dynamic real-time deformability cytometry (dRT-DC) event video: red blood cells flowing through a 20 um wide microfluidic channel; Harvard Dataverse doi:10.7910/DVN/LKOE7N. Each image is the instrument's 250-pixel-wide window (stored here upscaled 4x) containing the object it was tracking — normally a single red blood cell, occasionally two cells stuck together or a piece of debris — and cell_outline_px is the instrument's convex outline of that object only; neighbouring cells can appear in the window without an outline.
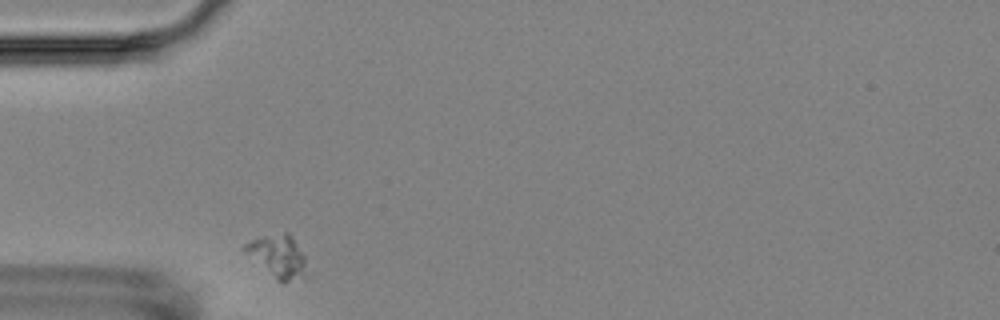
{"species": "Egyptian fruit bat (a non-hibernating species)", "species_latin": "Rousettus aegyptiacus", "temperature_condition": "room temperature", "stored_images_in_passage": 2, "camera_frame_rate_fps": 3000, "um_per_image_px": 0.085, "animal": {"sex": "female"}, "frame": {"image": 1, "passage_image": 1, "time_ms": 0.0, "image_size_px": [1000, 320], "cell_outline_px": [[308, 276], [288, 280], [276, 280], [244, 252], [240, 248], [244, 244], [252, 240], [264, 236], [284, 232], [288, 232], [292, 236], [304, 256]], "centroid_in_image_um": [23.61, 21.76], "position_along_channel_um": 61.4, "area_um2": 15.14}}
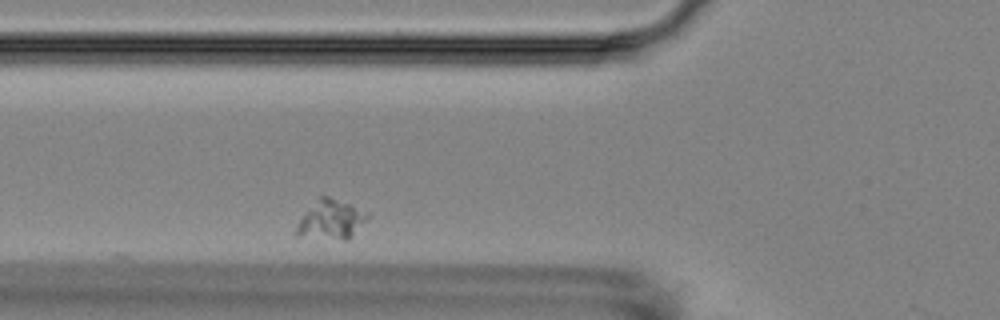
{"frame": {"image": 2, "passage_image": 2, "time_ms": 1.333, "image_size_px": [1000, 320], "cell_outline_px": [[372, 212], [368, 220], [352, 236], [344, 240], [296, 236], [296, 228], [300, 220], [320, 196], [328, 196]], "centroid_in_image_um": [28.22, 18.68], "position_along_channel_um": 97.6, "area_um2": 16.18}}